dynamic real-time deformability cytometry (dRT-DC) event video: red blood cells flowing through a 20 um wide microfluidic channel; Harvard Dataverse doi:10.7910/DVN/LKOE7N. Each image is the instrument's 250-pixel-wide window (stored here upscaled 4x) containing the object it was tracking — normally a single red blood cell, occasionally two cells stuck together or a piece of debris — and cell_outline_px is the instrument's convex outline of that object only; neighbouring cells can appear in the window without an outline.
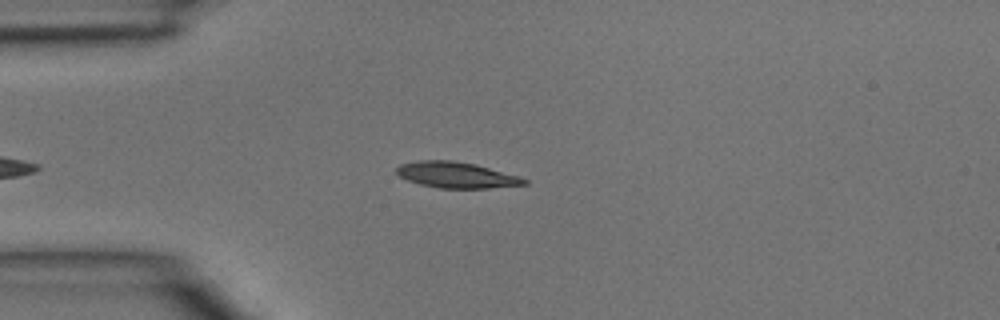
{"species": "common noctule bat (a hibernating species)", "species_latin": "Nyctalus noctula", "temperature_condition": "room temperature", "stored_images_in_passage": 32, "camera_frame_rate_fps": 3000, "um_per_image_px": 0.085, "animal": {"sex": "male", "body_mass_g": 15.6}, "frame": {"image": 1, "passage_image": 4, "time_ms": 1.0, "image_size_px": [1000, 320], "cell_outline_px": [[528, 184], [488, 188], [440, 188], [420, 184], [408, 180], [400, 176], [396, 172], [396, 168], [400, 164], [420, 160], [452, 160], [476, 164], [520, 176], [528, 180]], "centroid_in_image_um": [38.81, 14.87], "position_along_channel_um": 46.2, "area_um2": 19.31}}
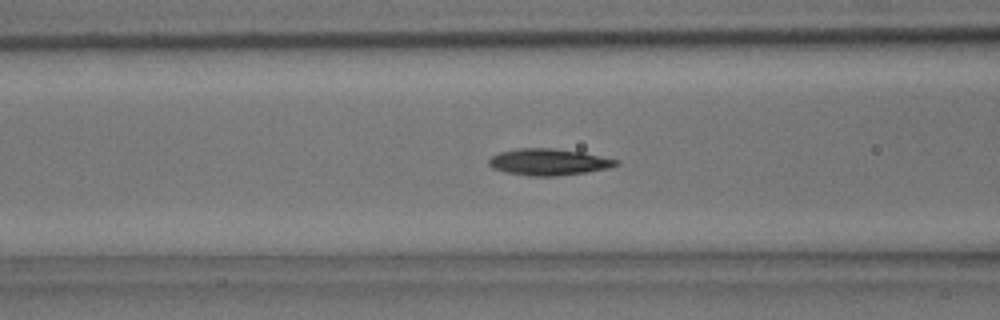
{"frame": {"image": 2, "passage_image": 10, "time_ms": 3.0, "image_size_px": [1000, 320], "cell_outline_px": [[620, 164], [608, 168], [584, 172], [556, 176], [528, 176], [504, 172], [492, 168], [488, 164], [488, 160], [492, 156], [500, 152], [516, 148], [552, 148], [580, 152], [620, 160]], "centroid_in_image_um": [46.6, 13.77], "position_along_channel_um": 120.0, "area_um2": 19.65}}
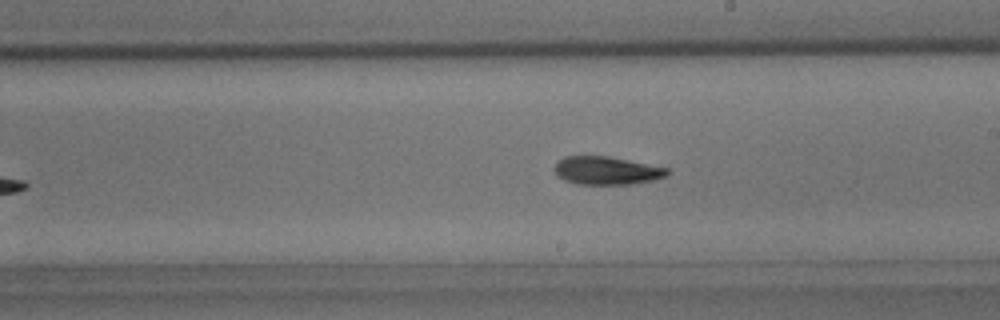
{"frame": {"image": 3, "passage_image": 18, "time_ms": 5.667, "image_size_px": [1000, 320], "cell_outline_px": [[672, 172], [668, 176], [652, 180], [628, 184], [576, 184], [564, 180], [556, 176], [552, 168], [556, 160], [564, 156], [608, 156], [668, 168]], "centroid_in_image_um": [51.51, 14.49], "position_along_channel_um": 237.5, "area_um2": 18.73}}